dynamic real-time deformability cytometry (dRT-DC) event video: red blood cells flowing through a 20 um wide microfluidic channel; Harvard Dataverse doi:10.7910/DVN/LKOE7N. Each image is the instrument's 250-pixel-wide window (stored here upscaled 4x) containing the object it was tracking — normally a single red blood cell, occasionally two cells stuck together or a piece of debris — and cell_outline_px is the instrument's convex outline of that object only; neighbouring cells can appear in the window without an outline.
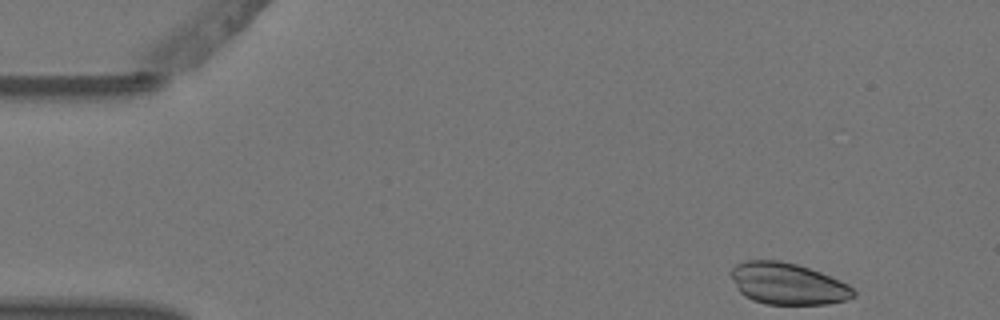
{"species": "Egyptian fruit bat (a non-hibernating species)", "species_latin": "Rousettus aegyptiacus", "temperature_condition": "warm", "stored_images_in_passage": 4, "camera_frame_rate_fps": 3000, "um_per_image_px": 0.085, "animal": {"sex": "female"}, "frame": {"image": 1, "passage_image": 1, "time_ms": 0.0, "image_size_px": [1000, 320], "cell_outline_px": [[856, 296], [844, 300], [828, 304], [768, 304], [752, 300], [744, 296], [736, 288], [728, 272], [736, 264], [744, 260], [780, 260], [796, 264], [820, 272], [840, 280], [848, 284], [856, 292]], "centroid_in_image_um": [66.92, 24.11], "position_along_channel_um": 18.1, "area_um2": 29.88}}
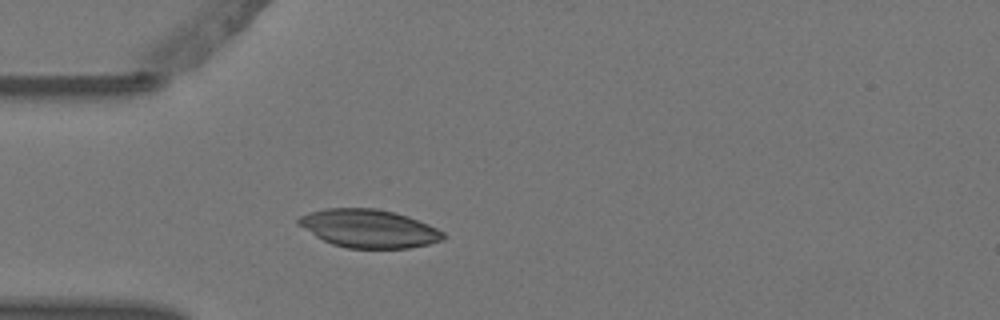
{"frame": {"image": 2, "passage_image": 4, "time_ms": 1.0, "image_size_px": [1000, 320], "cell_outline_px": [[444, 240], [428, 244], [408, 248], [348, 248], [332, 244], [316, 236], [296, 224], [296, 220], [300, 216], [308, 212], [324, 208], [376, 208], [396, 212], [408, 216], [428, 224], [444, 232]], "centroid_in_image_um": [31.33, 19.41], "position_along_channel_um": 53.7, "area_um2": 32.31}}